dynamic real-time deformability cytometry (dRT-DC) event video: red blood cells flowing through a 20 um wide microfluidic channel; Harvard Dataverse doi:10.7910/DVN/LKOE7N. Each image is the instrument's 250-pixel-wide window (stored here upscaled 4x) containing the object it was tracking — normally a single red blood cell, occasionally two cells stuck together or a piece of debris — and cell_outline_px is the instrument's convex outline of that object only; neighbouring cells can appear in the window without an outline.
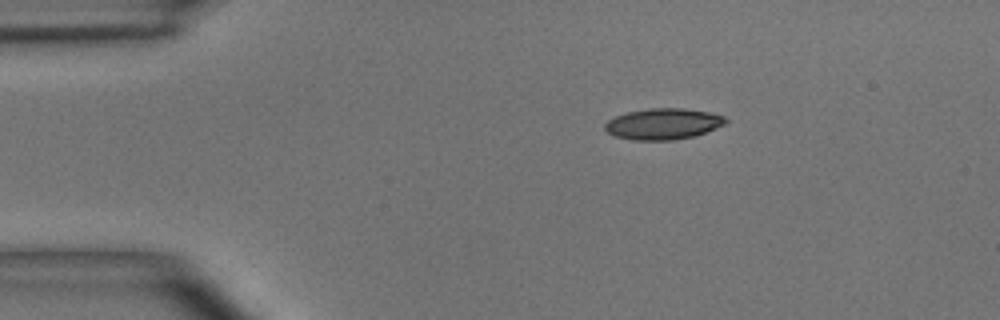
{"species": "common noctule bat (a hibernating species)", "species_latin": "Nyctalus noctula", "temperature_condition": "room temperature", "stored_images_in_passage": 5, "camera_frame_rate_fps": 3000, "um_per_image_px": 0.085, "animal": {"sex": "male", "body_mass_g": 15.6}, "frame": {"image": 1, "passage_image": 5, "time_ms": 4.667, "image_size_px": [1000, 320], "cell_outline_px": [[728, 120], [724, 124], [704, 132], [692, 136], [672, 140], [632, 140], [612, 136], [604, 128], [604, 124], [608, 120], [616, 116], [628, 112], [652, 108], [684, 108], [708, 112], [724, 116]], "centroid_in_image_um": [56.32, 10.53], "position_along_channel_um": 28.7, "area_um2": 21.68}}